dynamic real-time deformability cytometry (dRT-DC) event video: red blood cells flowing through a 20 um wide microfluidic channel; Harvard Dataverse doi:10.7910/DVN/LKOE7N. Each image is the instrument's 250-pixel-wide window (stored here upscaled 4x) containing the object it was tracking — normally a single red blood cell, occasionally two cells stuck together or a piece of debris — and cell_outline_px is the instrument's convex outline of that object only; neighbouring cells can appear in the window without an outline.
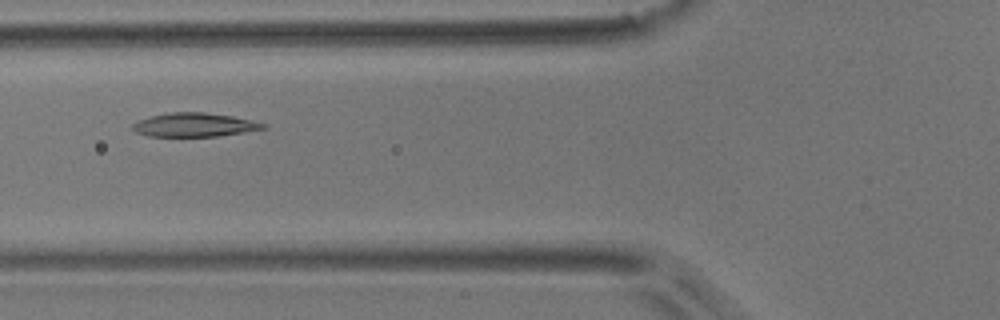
{"species": "common noctule bat (a hibernating species)", "species_latin": "Nyctalus noctula", "temperature_condition": "room temperature", "stored_images_in_passage": 7, "camera_frame_rate_fps": 3000, "um_per_image_px": 0.085, "animal": {"sex": "male", "body_mass_g": 17.9}, "frame": {"image": 1, "passage_image": 4, "time_ms": 4.333, "image_size_px": [1000, 320], "cell_outline_px": [[264, 128], [220, 136], [148, 136], [136, 132], [132, 128], [132, 124], [140, 120], [152, 116], [168, 112], [204, 112], [232, 116], [264, 124]], "centroid_in_image_um": [16.45, 10.61], "position_along_channel_um": 109.3, "area_um2": 17.69}}
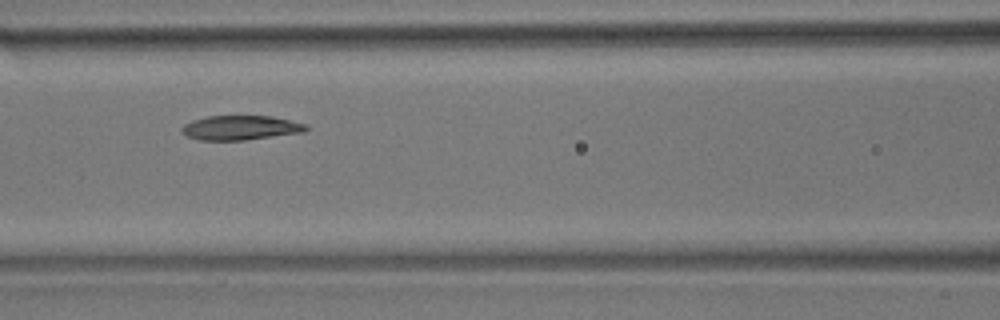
{"frame": {"image": 2, "passage_image": 5, "time_ms": 5.333, "image_size_px": [1000, 320], "cell_outline_px": [[308, 128], [304, 132], [244, 140], [200, 140], [188, 136], [180, 128], [184, 124], [192, 120], [208, 116], [268, 116], [308, 124]], "centroid_in_image_um": [20.45, 10.85], "position_along_channel_um": 146.2, "area_um2": 17.51}}
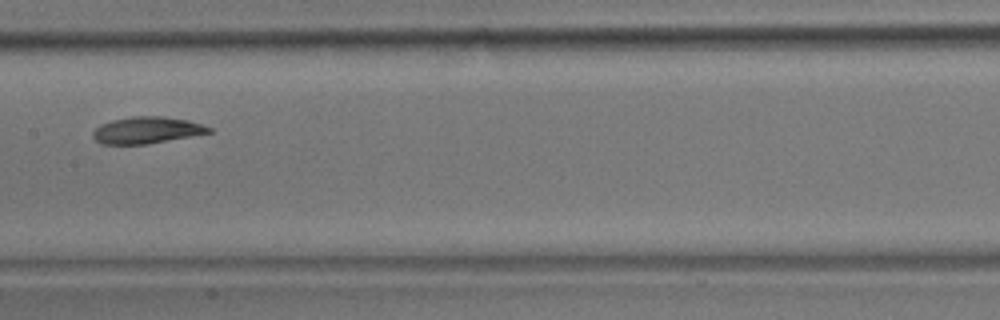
{"frame": {"image": 3, "passage_image": 6, "time_ms": 6.667, "image_size_px": [1000, 320], "cell_outline_px": [[212, 132], [192, 136], [148, 144], [100, 144], [92, 136], [92, 132], [100, 124], [112, 120], [132, 116], [164, 116], [188, 120], [212, 128]], "centroid_in_image_um": [12.46, 11.06], "position_along_channel_um": 194.9, "area_um2": 18.09}}